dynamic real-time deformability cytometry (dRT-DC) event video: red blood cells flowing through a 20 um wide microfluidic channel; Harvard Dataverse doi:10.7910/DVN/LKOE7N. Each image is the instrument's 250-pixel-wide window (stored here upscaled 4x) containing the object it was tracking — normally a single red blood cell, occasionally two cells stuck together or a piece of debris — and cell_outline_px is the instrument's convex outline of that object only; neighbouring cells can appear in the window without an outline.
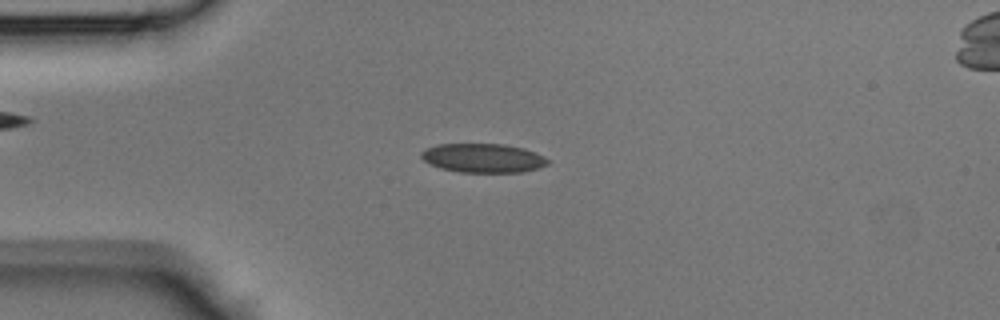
{"species": "Egyptian fruit bat (a non-hibernating species)", "species_latin": "Rousettus aegyptiacus", "temperature_condition": "room temperature", "stored_images_in_passage": 43, "camera_frame_rate_fps": 3000, "um_per_image_px": 0.085, "animal": {"sex": "male"}, "frame": {"image": 1, "passage_image": 10, "time_ms": 3.0, "image_size_px": [1000, 320], "cell_outline_px": [[548, 164], [536, 168], [520, 172], [460, 172], [440, 168], [424, 160], [420, 156], [420, 152], [424, 148], [436, 144], [504, 144], [524, 148], [544, 156], [548, 160]], "centroid_in_image_um": [41.02, 13.42], "position_along_channel_um": 44.0, "area_um2": 21.33}}
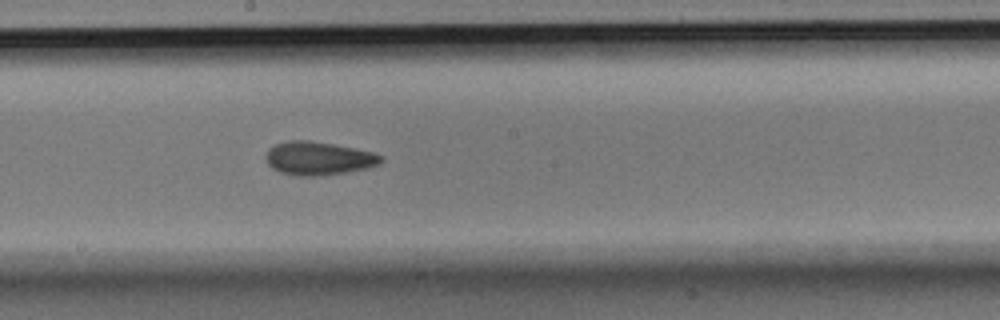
{"frame": {"image": 2, "passage_image": 23, "time_ms": 7.333, "image_size_px": [1000, 320], "cell_outline_px": [[384, 160], [380, 164], [368, 168], [344, 172], [316, 176], [296, 176], [280, 172], [272, 168], [268, 164], [264, 156], [268, 148], [276, 144], [288, 140], [308, 140], [332, 144], [372, 152], [384, 156]], "centroid_in_image_um": [27.05, 13.46], "position_along_channel_um": 221.2, "area_um2": 22.43}}
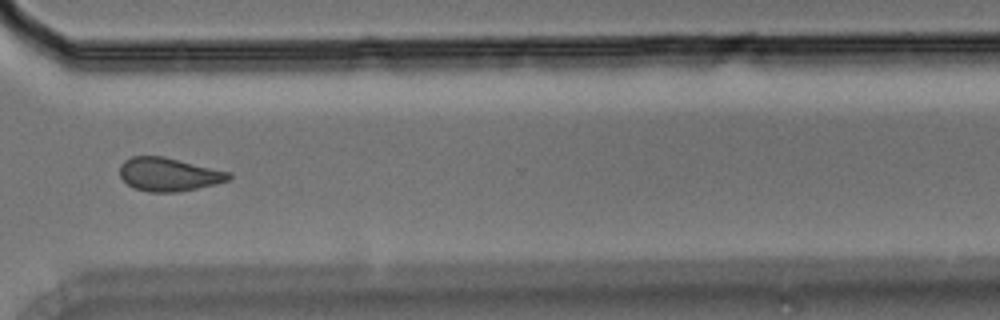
{"frame": {"image": 3, "passage_image": 32, "time_ms": 10.333, "image_size_px": [1000, 320], "cell_outline_px": [[232, 176], [228, 180], [216, 184], [176, 192], [148, 192], [132, 188], [120, 176], [120, 164], [124, 160], [132, 156], [164, 156], [232, 172]], "centroid_in_image_um": [14.34, 14.82], "position_along_channel_um": 356.3, "area_um2": 21.39}}